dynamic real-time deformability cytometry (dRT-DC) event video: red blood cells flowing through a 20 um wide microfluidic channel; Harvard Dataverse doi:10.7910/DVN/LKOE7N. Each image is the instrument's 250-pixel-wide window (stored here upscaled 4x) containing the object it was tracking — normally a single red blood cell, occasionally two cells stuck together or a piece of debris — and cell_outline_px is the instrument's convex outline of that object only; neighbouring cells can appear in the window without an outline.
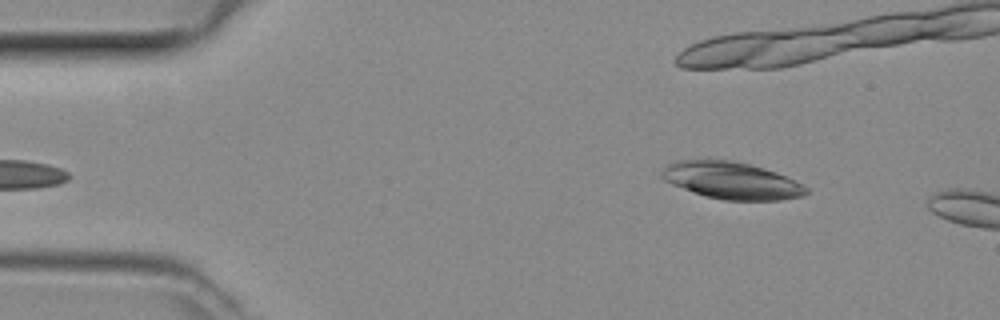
{"species": "common noctule bat (a hibernating species)", "species_latin": "Nyctalus noctula", "temperature_condition": "room temperature", "stored_images_in_passage": 8, "camera_frame_rate_fps": 3000, "um_per_image_px": 0.085, "animal": {"sex": "female", "body_mass_g": 29.2, "forearm_length_mm": 56.3}, "frame": {"image": 1, "passage_image": 5, "time_ms": 1.333, "image_size_px": [1000, 320], "cell_outline_px": [[808, 192], [804, 196], [780, 200], [724, 200], [708, 196], [672, 184], [664, 180], [660, 176], [660, 172], [668, 164], [676, 160], [732, 160], [764, 168], [776, 172], [804, 184], [808, 188]], "centroid_in_image_um": [62.21, 15.34], "position_along_channel_um": 22.8, "area_um2": 30.98}}